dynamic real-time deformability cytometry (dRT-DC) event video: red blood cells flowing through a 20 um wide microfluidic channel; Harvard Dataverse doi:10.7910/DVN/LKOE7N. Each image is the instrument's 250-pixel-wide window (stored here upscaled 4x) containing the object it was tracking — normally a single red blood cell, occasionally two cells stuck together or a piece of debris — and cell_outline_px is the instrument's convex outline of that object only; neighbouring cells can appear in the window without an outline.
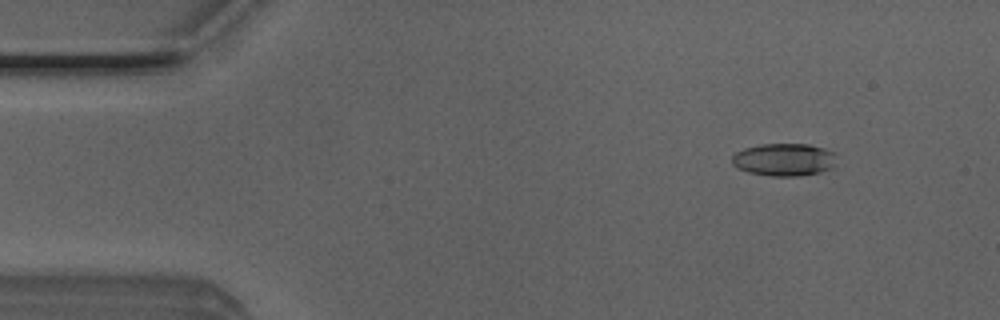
{"species": "Egyptian fruit bat (a non-hibernating species)", "species_latin": "Rousettus aegyptiacus", "temperature_condition": "room temperature", "stored_images_in_passage": 50, "camera_frame_rate_fps": 3000, "um_per_image_px": 0.085, "animal": {"sex": "male"}, "frame": {"image": 1, "passage_image": 6, "time_ms": 1.667, "image_size_px": [1000, 320], "cell_outline_px": [[832, 168], [820, 172], [800, 176], [772, 176], [748, 172], [736, 168], [732, 164], [732, 156], [736, 152], [744, 148], [760, 144], [808, 144], [824, 148], [832, 152]], "centroid_in_image_um": [66.57, 13.57], "position_along_channel_um": 18.4, "area_um2": 19.71}}
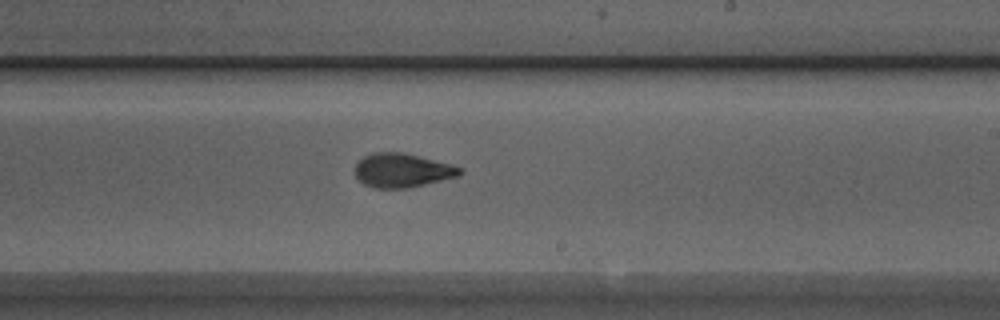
{"frame": {"image": 2, "passage_image": 30, "time_ms": 9.667, "image_size_px": [1000, 320], "cell_outline_px": [[464, 172], [460, 176], [408, 188], [372, 188], [364, 184], [356, 176], [356, 164], [364, 156], [372, 152], [404, 152], [452, 164], [464, 168]], "centroid_in_image_um": [34.24, 14.48], "position_along_channel_um": 254.8, "area_um2": 20.98}}
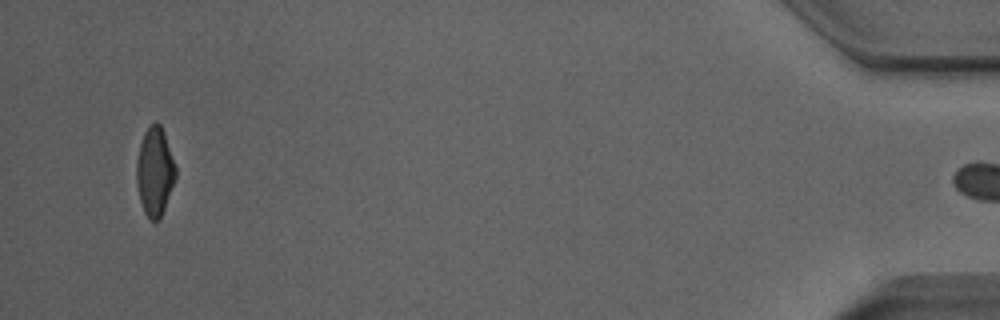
{"frame": {"image": 3, "passage_image": 49, "time_ms": 16.0, "image_size_px": [1000, 320], "cell_outline_px": [[176, 180], [160, 220], [148, 220], [144, 212], [140, 200], [136, 180], [136, 160], [140, 144], [144, 132], [156, 120], [160, 124], [164, 132], [176, 168]], "centroid_in_image_um": [13.16, 14.61], "position_along_channel_um": 422.0, "area_um2": 20.35}, "authors_computed_cell_mechanics": {"area_um2": 20.8369, "velocity_mm_per_s": 4.0317, "shape_relaxation_time_tau1_ms": 3.3747, "shape_relaxation_time_tau2_ms": 1.3725, "deformation_change_tau1": 0.1616, "deformation_change_tau2": 0.0708}}